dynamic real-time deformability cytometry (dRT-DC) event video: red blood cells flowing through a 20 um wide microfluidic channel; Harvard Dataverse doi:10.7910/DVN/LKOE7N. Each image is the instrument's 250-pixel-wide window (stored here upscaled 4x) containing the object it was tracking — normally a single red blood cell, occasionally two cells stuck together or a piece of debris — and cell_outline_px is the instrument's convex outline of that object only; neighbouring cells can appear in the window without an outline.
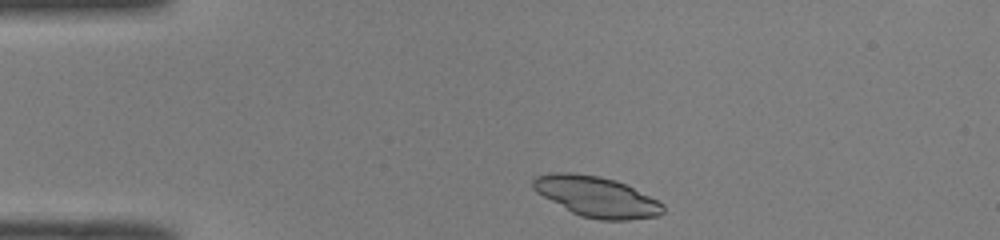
{"species": "common noctule bat (a hibernating species)", "species_latin": "Nyctalus noctula", "temperature_condition": "room temperature", "stored_images_in_passage": 36, "camera_frame_rate_fps": 3000, "um_per_image_px": 0.085, "animal": {"sex": "male", "body_mass_g": 19.0, "forearm_length_mm": 50.8}, "frame": {"image": 1, "passage_image": 1, "time_ms": 0.0, "image_size_px": [1000, 240], "cell_outline_px": [[664, 212], [656, 216], [628, 220], [600, 220], [580, 216], [572, 212], [536, 192], [532, 188], [532, 180], [536, 176], [548, 172], [572, 172], [600, 176], [616, 180], [664, 204]], "centroid_in_image_um": [50.66, 16.7], "position_along_channel_um": 34.3, "area_um2": 30.46}}